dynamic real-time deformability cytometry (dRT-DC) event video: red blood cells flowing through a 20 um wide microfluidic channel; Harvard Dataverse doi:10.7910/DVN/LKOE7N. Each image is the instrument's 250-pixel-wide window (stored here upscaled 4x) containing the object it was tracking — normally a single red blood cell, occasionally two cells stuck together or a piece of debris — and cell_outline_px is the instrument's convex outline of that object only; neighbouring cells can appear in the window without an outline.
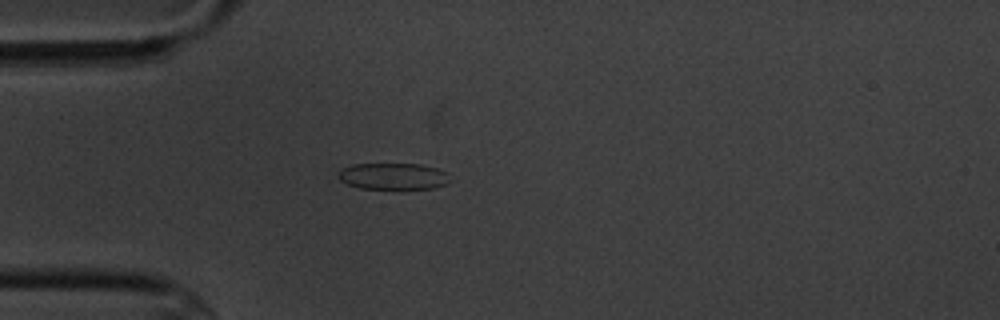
{"species": "common noctule bat (a hibernating species)", "species_latin": "Nyctalus noctula", "temperature_condition": "cold", "stored_images_in_passage": 3, "camera_frame_rate_fps": 3000, "um_per_image_px": 0.085, "animal": {"sex": "male", "body_mass_g": 20.1, "forearm_length_mm": 53.5}, "frame": {"image": 1, "passage_image": 3, "time_ms": 2.333, "image_size_px": [1000, 320], "cell_outline_px": [[448, 184], [436, 188], [360, 188], [348, 184], [340, 180], [336, 176], [336, 172], [340, 168], [352, 164], [420, 164], [440, 168], [448, 172]], "centroid_in_image_um": [33.41, 14.96], "position_along_channel_um": 51.6, "area_um2": 17.46}}